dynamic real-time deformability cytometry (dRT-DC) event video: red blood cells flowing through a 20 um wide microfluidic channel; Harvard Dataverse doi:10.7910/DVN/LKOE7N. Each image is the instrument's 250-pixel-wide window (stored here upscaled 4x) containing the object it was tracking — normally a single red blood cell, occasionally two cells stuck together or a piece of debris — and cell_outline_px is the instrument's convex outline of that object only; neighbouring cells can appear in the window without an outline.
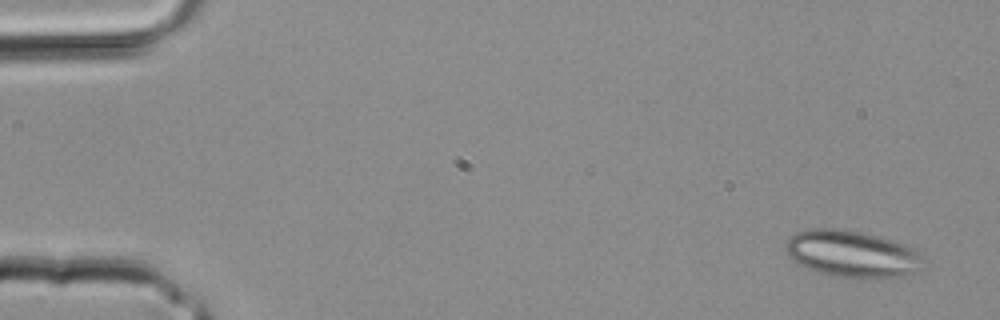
{"species": "common noctule bat (a hibernating species)", "species_latin": "Nyctalus noctula", "temperature_condition": "room temperature", "stored_images_in_passage": 3, "camera_frame_rate_fps": 3000, "um_per_image_px": 0.085, "animal": {"sex": "male", "body_mass_g": 20.4}, "frame": {"image": 1, "passage_image": 1, "time_ms": 0.0, "image_size_px": [1000, 320], "cell_outline_px": [[924, 268], [920, 272], [908, 280], [860, 280], [832, 276], [808, 268], [800, 264], [788, 256], [788, 240], [796, 232], [812, 228], [836, 228], [860, 232], [892, 240], [904, 244], [912, 248], [920, 256]], "centroid_in_image_um": [72.58, 21.67], "position_along_channel_um": 12.4, "area_um2": 38.61}}